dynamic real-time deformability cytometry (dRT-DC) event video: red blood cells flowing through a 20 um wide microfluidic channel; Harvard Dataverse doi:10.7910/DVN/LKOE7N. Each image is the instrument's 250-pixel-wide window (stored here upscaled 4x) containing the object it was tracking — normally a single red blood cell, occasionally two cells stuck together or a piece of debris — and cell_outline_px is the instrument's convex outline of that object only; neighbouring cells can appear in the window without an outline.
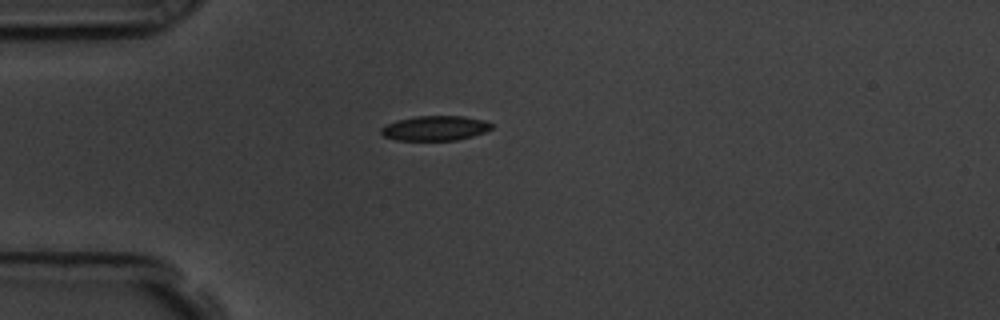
{"species": "common noctule bat (a hibernating species)", "species_latin": "Nyctalus noctula", "temperature_condition": "room temperature", "stored_images_in_passage": 43, "camera_frame_rate_fps": 3000, "um_per_image_px": 0.085, "animal": {"sex": "male", "body_mass_g": 19.5, "forearm_length_mm": 54.6}, "frame": {"image": 1, "passage_image": 1, "time_ms": 0.0, "image_size_px": [1000, 320], "cell_outline_px": [[492, 128], [484, 132], [472, 136], [456, 140], [396, 140], [384, 136], [380, 132], [380, 128], [396, 120], [416, 116], [464, 116], [484, 120], [492, 124]], "centroid_in_image_um": [36.97, 10.89], "position_along_channel_um": 48.0, "area_um2": 15.9}}
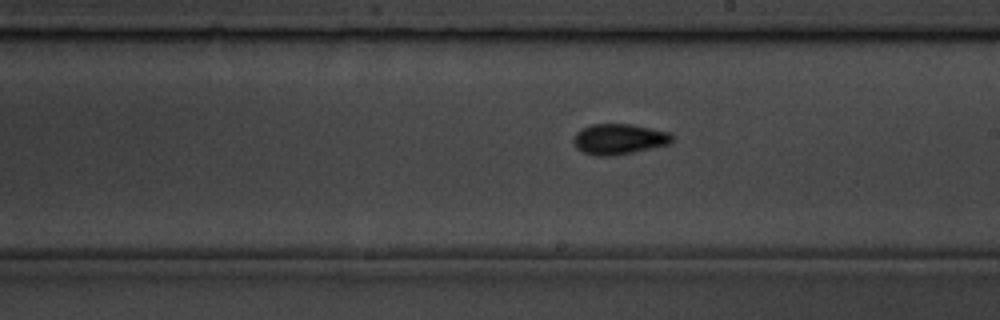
{"frame": {"image": 2, "passage_image": 18, "time_ms": 5.667, "image_size_px": [1000, 320], "cell_outline_px": [[676, 136], [668, 144], [632, 152], [612, 156], [596, 156], [584, 152], [576, 148], [572, 140], [572, 136], [580, 128], [592, 124], [632, 124], [668, 132]], "centroid_in_image_um": [52.57, 11.81], "position_along_channel_um": 236.4, "area_um2": 17.63}}
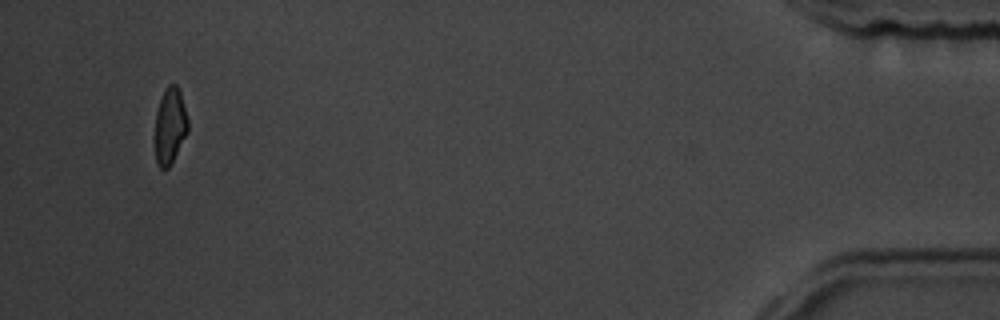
{"frame": {"image": 3, "passage_image": 40, "time_ms": 13.0, "image_size_px": [1000, 320], "cell_outline_px": [[188, 132], [168, 168], [160, 168], [156, 164], [156, 112], [160, 100], [168, 84], [176, 84], [180, 92], [188, 120]], "centroid_in_image_um": [14.46, 10.7], "position_along_channel_um": 420.7, "area_um2": 14.28}, "authors_computed_cell_mechanics": {"area_um2": 16.184, "velocity_mm_per_s": 3.5859, "shape_relaxation_time_tau1_ms": 2.5525, "shape_relaxation_time_tau2_ms": 2.3742, "deformation_change_tau1": 0.1082, "deformation_change_tau2": 0.0612}}